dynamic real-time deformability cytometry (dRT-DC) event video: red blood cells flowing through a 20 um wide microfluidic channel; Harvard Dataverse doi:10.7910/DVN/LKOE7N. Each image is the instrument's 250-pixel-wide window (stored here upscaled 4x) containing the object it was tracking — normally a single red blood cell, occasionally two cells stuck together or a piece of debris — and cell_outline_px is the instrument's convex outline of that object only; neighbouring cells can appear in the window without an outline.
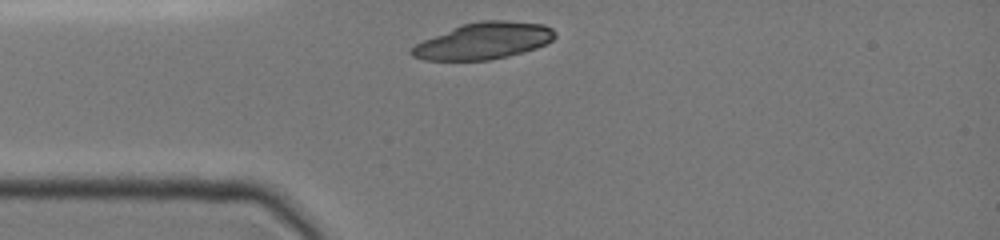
{"species": "common noctule bat (a hibernating species)", "species_latin": "Nyctalus noctula", "temperature_condition": "cold", "stored_images_in_passage": 4, "camera_frame_rate_fps": 3000, "um_per_image_px": 0.085, "animal": {"sex": "female", "body_mass_g": 19.0, "forearm_length_mm": 51.5}, "frame": {"image": 1, "passage_image": 1, "time_ms": 0.0, "image_size_px": [1000, 240], "cell_outline_px": [[556, 36], [552, 40], [536, 48], [508, 56], [488, 60], [424, 60], [412, 56], [408, 52], [416, 44], [424, 40], [460, 24], [480, 20], [504, 20], [544, 24], [552, 28], [556, 32]], "centroid_in_image_um": [41.11, 3.47], "position_along_channel_um": 43.9, "area_um2": 30.52}}
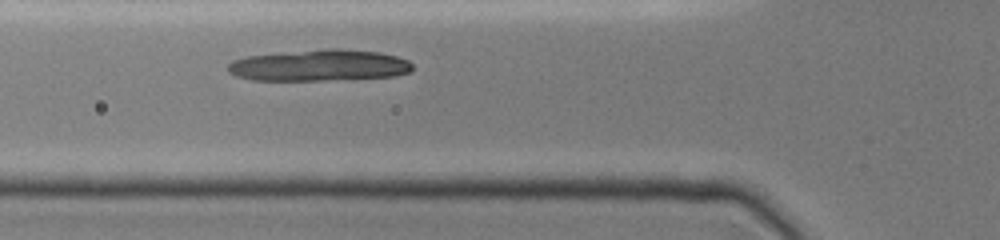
{"frame": {"image": 2, "passage_image": 4, "time_ms": 1.667, "image_size_px": [1000, 240], "cell_outline_px": [[412, 72], [396, 76], [356, 80], [252, 80], [236, 76], [228, 72], [228, 64], [232, 60], [248, 56], [324, 48], [340, 48], [380, 52], [396, 56], [408, 60], [412, 64]], "centroid_in_image_um": [27.21, 5.57], "position_along_channel_um": 98.6, "area_um2": 34.39}}